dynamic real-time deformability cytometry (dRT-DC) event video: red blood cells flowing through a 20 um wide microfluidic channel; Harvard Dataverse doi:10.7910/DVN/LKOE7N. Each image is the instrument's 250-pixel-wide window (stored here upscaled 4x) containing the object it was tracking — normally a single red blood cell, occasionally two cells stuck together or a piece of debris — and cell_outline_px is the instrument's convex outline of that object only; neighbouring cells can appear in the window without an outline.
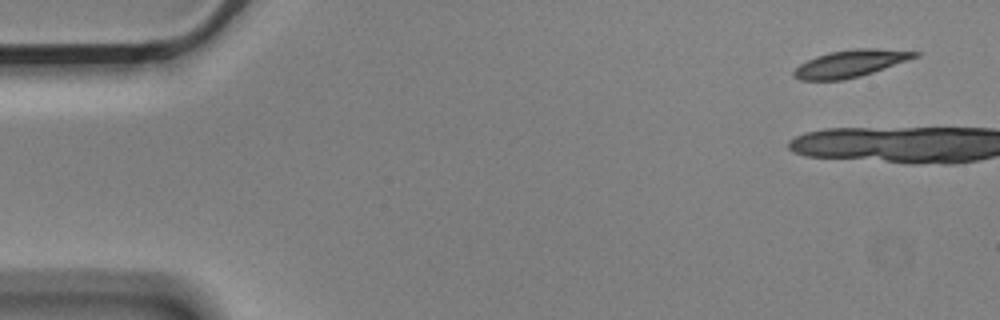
{"species": "Egyptian fruit bat (a non-hibernating species)", "species_latin": "Rousettus aegyptiacus", "temperature_condition": "cold", "stored_images_in_passage": 6, "camera_frame_rate_fps": 3000, "um_per_image_px": 0.085, "animal": {"sex": "male"}, "frame": {"image": 1, "passage_image": 1, "time_ms": 0.0, "image_size_px": [1000, 320], "cell_outline_px": [[920, 56], [860, 76], [844, 80], [800, 80], [792, 76], [792, 72], [800, 64], [816, 56], [828, 52], [856, 48], [876, 48], [920, 52]], "centroid_in_image_um": [72.27, 5.39], "position_along_channel_um": 12.7, "area_um2": 19.07}}